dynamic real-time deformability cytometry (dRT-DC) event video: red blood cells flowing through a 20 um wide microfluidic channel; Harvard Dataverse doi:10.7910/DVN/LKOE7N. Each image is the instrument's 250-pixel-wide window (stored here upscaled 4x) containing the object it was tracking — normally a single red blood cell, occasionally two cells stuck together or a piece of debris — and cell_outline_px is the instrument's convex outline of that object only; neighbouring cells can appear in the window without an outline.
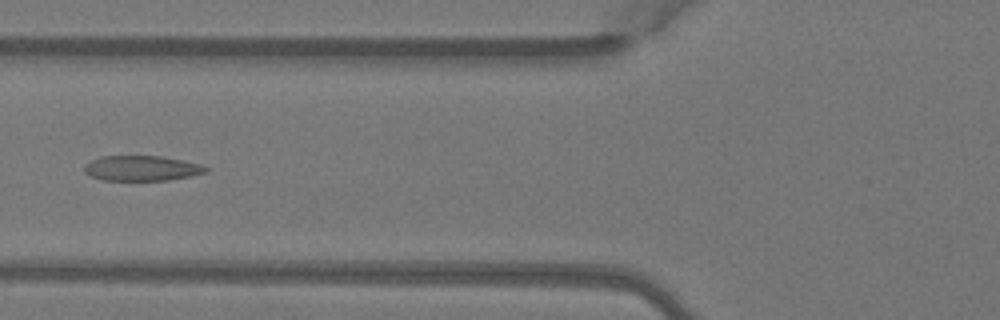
{"species": "Egyptian fruit bat (a non-hibernating species)", "species_latin": "Rousettus aegyptiacus", "temperature_condition": "warm", "stored_images_in_passage": 6, "camera_frame_rate_fps": 3000, "um_per_image_px": 0.085, "animal": {"sex": "female"}, "frame": {"image": 1, "passage_image": 5, "time_ms": 1.333, "image_size_px": [1000, 320], "cell_outline_px": [[208, 172], [168, 180], [104, 180], [92, 176], [84, 172], [84, 164], [100, 156], [160, 156], [200, 164], [208, 168]], "centroid_in_image_um": [12.02, 14.3], "position_along_channel_um": 113.8, "area_um2": 17.63}}
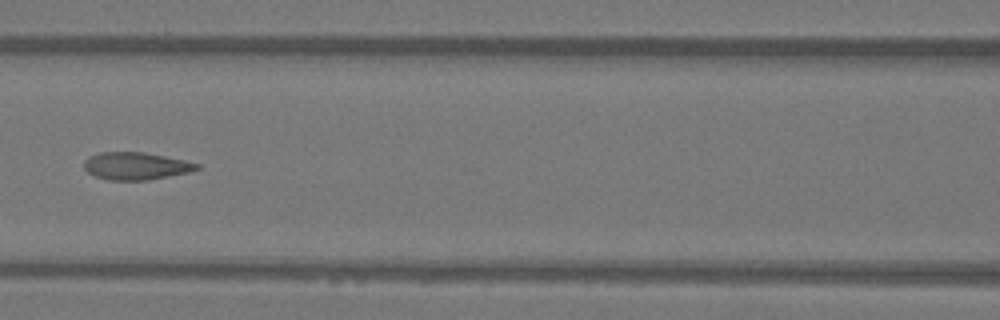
{"frame": {"image": 2, "passage_image": 6, "time_ms": 1.667, "image_size_px": [1000, 320], "cell_outline_px": [[200, 168], [192, 172], [148, 180], [108, 180], [96, 176], [88, 172], [84, 168], [84, 160], [88, 156], [100, 152], [144, 152], [184, 160], [200, 164]], "centroid_in_image_um": [11.56, 14.11], "position_along_channel_um": 155.0, "area_um2": 18.15}}